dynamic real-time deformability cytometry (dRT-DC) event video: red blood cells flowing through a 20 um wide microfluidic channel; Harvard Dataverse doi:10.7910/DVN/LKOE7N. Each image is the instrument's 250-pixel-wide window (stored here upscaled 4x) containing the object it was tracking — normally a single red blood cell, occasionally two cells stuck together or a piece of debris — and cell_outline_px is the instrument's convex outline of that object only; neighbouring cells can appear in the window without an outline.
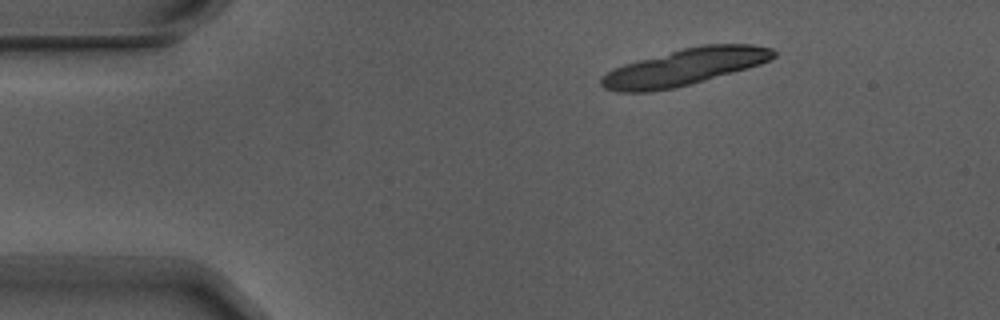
{"species": "Egyptian fruit bat (a non-hibernating species)", "species_latin": "Rousettus aegyptiacus", "temperature_condition": "warm", "stored_images_in_passage": 3, "camera_frame_rate_fps": 3000, "um_per_image_px": 0.085, "animal": {"sex": "male"}, "frame": {"image": 1, "passage_image": 1, "time_ms": 0.0, "image_size_px": [1000, 320], "cell_outline_px": [[776, 56], [760, 64], [676, 88], [648, 92], [616, 92], [604, 88], [600, 84], [600, 76], [624, 64], [684, 48], [704, 44], [752, 44], [772, 48], [776, 52]], "centroid_in_image_um": [58.17, 5.7], "position_along_channel_um": 26.8, "area_um2": 36.41}}